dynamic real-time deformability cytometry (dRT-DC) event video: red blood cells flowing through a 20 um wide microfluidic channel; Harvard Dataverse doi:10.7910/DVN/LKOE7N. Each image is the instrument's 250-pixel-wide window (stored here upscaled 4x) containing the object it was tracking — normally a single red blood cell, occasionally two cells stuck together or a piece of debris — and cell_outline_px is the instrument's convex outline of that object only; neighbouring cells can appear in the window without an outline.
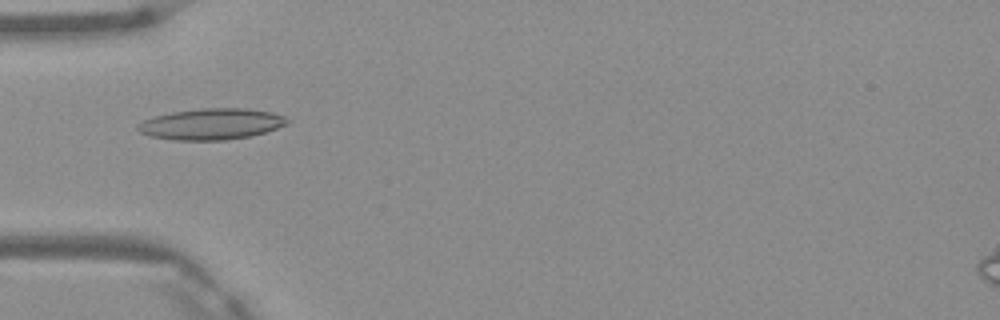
{"species": "Egyptian fruit bat (a non-hibernating species)", "species_latin": "Rousettus aegyptiacus", "temperature_condition": "warm", "stored_images_in_passage": 5, "camera_frame_rate_fps": 3000, "um_per_image_px": 0.085, "frame": {"image": 1, "passage_image": 5, "time_ms": 1.333, "image_size_px": [1000, 320], "cell_outline_px": [[288, 124], [252, 136], [224, 140], [172, 140], [152, 136], [140, 132], [136, 128], [136, 124], [144, 120], [156, 116], [172, 112], [200, 108], [244, 108], [268, 112], [284, 116], [288, 120]], "centroid_in_image_um": [17.94, 10.55], "position_along_channel_um": 67.1, "area_um2": 26.93}}